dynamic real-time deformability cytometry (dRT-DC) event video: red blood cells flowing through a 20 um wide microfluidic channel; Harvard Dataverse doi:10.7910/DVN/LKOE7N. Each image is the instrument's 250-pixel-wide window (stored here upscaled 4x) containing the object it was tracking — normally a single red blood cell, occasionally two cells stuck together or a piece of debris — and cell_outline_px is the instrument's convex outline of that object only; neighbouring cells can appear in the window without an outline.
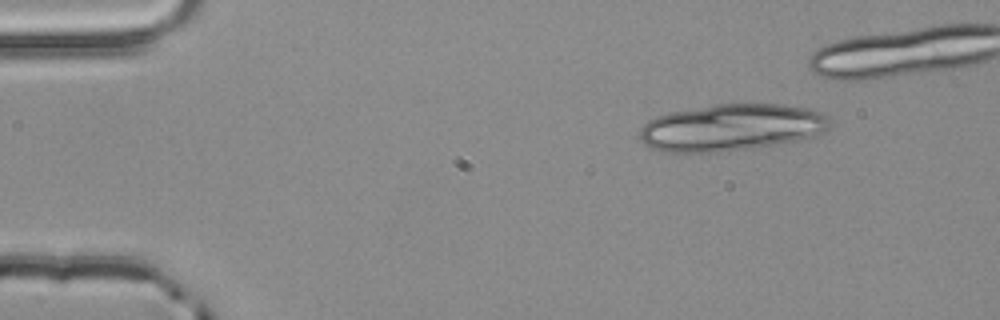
{"species": "common noctule bat (a hibernating species)", "species_latin": "Nyctalus noctula", "temperature_condition": "room temperature", "stored_images_in_passage": 4, "camera_frame_rate_fps": 3000, "um_per_image_px": 0.085, "animal": {"sex": "male", "body_mass_g": 20.4}, "frame": {"image": 1, "passage_image": 1, "time_ms": 0.0, "image_size_px": [1000, 320], "cell_outline_px": [[832, 124], [824, 132], [800, 140], [752, 148], [712, 152], [660, 152], [644, 144], [640, 140], [640, 128], [648, 120], [656, 116], [672, 112], [716, 104], [780, 104], [804, 108], [824, 112], [832, 120]], "centroid_in_image_um": [62.18, 10.84], "position_along_channel_um": 22.8, "area_um2": 52.02}}